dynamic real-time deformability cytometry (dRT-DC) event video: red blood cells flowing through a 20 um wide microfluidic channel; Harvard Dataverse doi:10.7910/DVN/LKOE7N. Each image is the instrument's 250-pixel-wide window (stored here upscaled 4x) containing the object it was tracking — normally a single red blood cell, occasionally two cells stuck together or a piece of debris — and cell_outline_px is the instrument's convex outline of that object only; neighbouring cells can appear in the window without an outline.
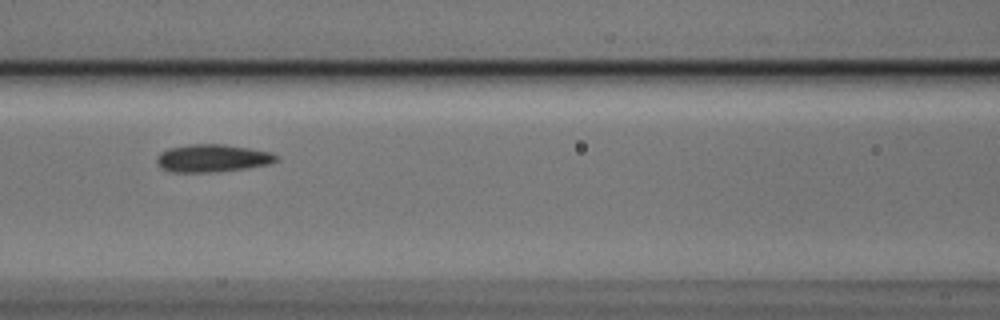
{"species": "Egyptian fruit bat (a non-hibernating species)", "species_latin": "Rousettus aegyptiacus", "temperature_condition": "cold", "stored_images_in_passage": 16, "camera_frame_rate_fps": 3000, "um_per_image_px": 0.085, "animal": {"sex": "male"}, "frame": {"image": 1, "passage_image": 8, "time_ms": 2.333, "image_size_px": [1000, 320], "cell_outline_px": [[280, 160], [268, 164], [244, 168], [208, 172], [172, 172], [160, 168], [156, 160], [156, 156], [160, 152], [168, 148], [188, 144], [224, 144], [272, 152], [280, 156]], "centroid_in_image_um": [18.04, 13.43], "position_along_channel_um": 148.6, "area_um2": 19.36}}
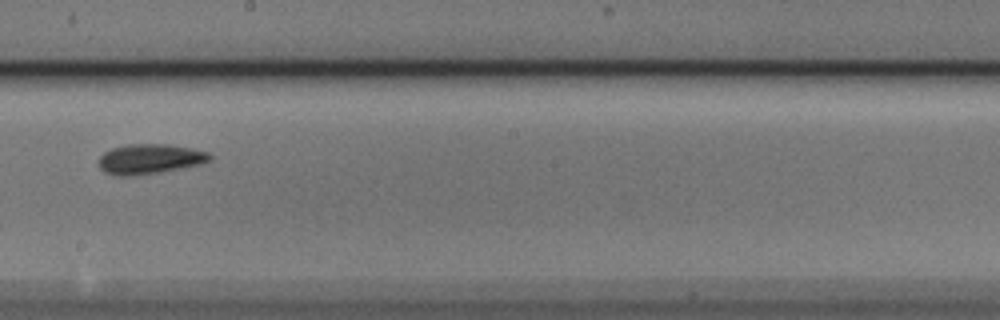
{"frame": {"image": 2, "passage_image": 10, "time_ms": 3.0, "image_size_px": [1000, 320], "cell_outline_px": [[212, 160], [200, 164], [184, 168], [128, 176], [120, 176], [104, 172], [100, 168], [100, 156], [104, 152], [112, 148], [128, 144], [168, 144], [192, 148], [208, 152], [212, 156]], "centroid_in_image_um": [12.76, 13.5], "position_along_channel_um": 235.4, "area_um2": 19.31}}
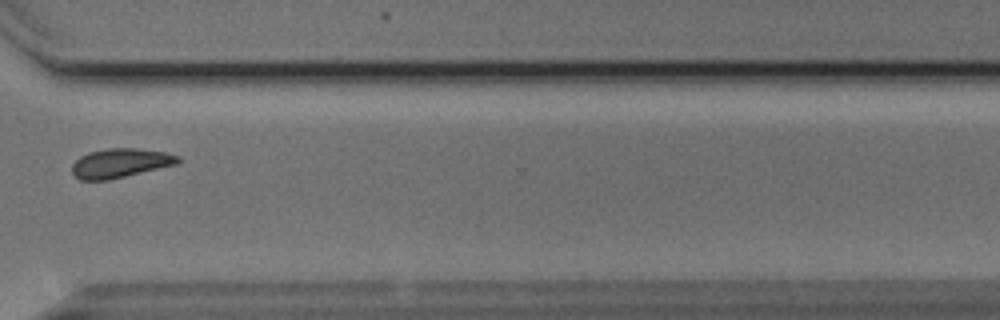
{"frame": {"image": 3, "passage_image": 13, "time_ms": 4.0, "image_size_px": [1000, 320], "cell_outline_px": [[180, 160], [176, 164], [108, 180], [80, 180], [72, 172], [72, 164], [80, 156], [88, 152], [108, 148], [136, 148], [164, 152], [180, 156]], "centroid_in_image_um": [10.2, 13.85], "position_along_channel_um": 360.4, "area_um2": 17.86}}